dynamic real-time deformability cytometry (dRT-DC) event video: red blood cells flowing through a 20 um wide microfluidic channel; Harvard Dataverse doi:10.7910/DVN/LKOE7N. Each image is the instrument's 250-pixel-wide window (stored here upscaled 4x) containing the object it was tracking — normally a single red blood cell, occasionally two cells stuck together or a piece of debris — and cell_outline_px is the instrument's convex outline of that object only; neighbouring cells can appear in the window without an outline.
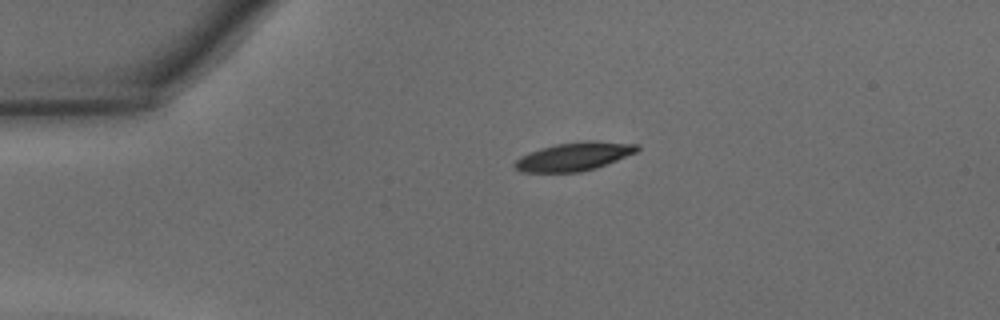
{"species": "common noctule bat (a hibernating species)", "species_latin": "Nyctalus noctula", "temperature_condition": "warm", "stored_images_in_passage": 37, "camera_frame_rate_fps": 3000, "um_per_image_px": 0.085, "animal": {"sex": "male", "body_mass_g": 15.6}, "frame": {"image": 1, "passage_image": 1, "time_ms": 0.0, "image_size_px": [1000, 320], "cell_outline_px": [[640, 148], [636, 152], [596, 168], [580, 172], [520, 172], [512, 164], [520, 156], [528, 152], [540, 148], [556, 144], [584, 140], [596, 140], [640, 144]], "centroid_in_image_um": [48.79, 13.29], "position_along_channel_um": 36.2, "area_um2": 20.46}}
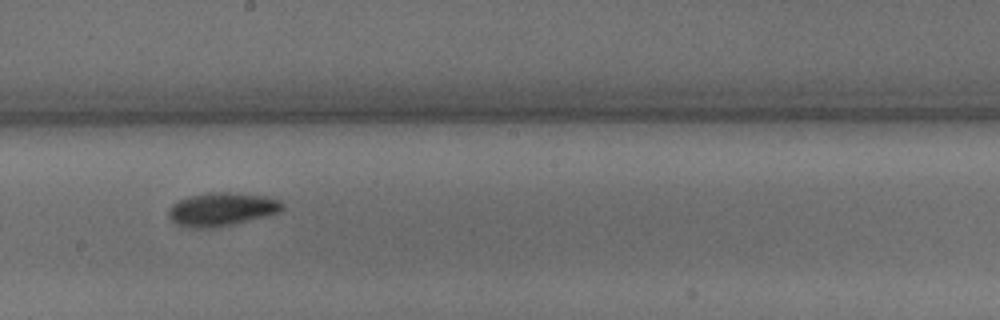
{"frame": {"image": 2, "passage_image": 17, "time_ms": 5.333, "image_size_px": [1000, 320], "cell_outline_px": [[284, 208], [280, 212], [216, 228], [188, 228], [176, 224], [168, 216], [168, 208], [172, 204], [180, 200], [192, 196], [208, 192], [232, 192], [268, 196], [280, 200], [284, 204]], "centroid_in_image_um": [18.85, 17.78], "position_along_channel_um": 229.4, "area_um2": 22.25}}
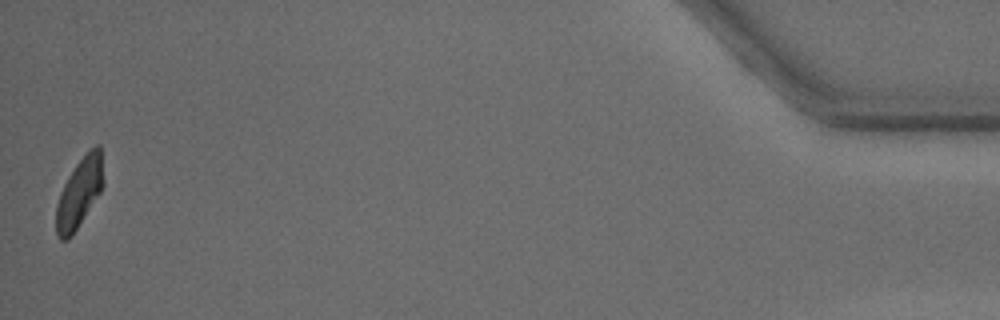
{"frame": {"image": 3, "passage_image": 37, "time_ms": 12.0, "image_size_px": [1000, 320], "cell_outline_px": [[104, 184], [100, 192], [72, 236], [68, 240], [60, 240], [56, 232], [56, 204], [60, 192], [68, 176], [76, 164], [88, 148], [96, 144], [100, 144], [104, 180]], "centroid_in_image_um": [6.75, 16.35], "position_along_channel_um": 428.5, "area_um2": 19.31}, "authors_computed_cell_mechanics": {"area_um2": 20.6924, "velocity_mm_per_s": 4.3328, "shape_relaxation_time_tau1_ms": 2.9937, "shape_relaxation_time_tau2_ms": 4.9815, "deformation_change_tau1": 0.1436, "deformation_change_tau2": 0.1117}}